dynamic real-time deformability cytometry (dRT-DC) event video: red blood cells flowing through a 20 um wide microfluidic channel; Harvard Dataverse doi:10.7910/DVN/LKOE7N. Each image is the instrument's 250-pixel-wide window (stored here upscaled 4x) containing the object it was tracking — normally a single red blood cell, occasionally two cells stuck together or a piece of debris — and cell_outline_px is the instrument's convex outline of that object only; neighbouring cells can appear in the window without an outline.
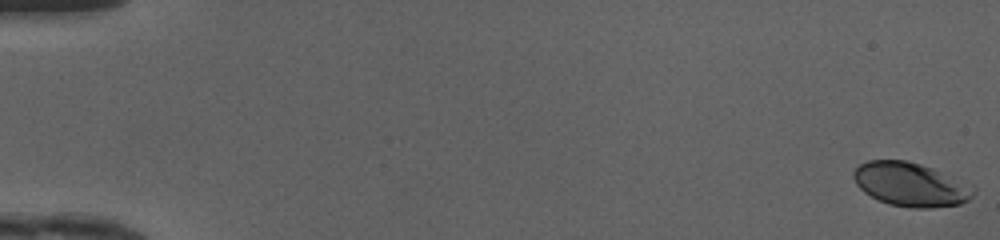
{"species": "human", "species_latin": "Homo sapiens", "temperature_condition": "cold", "stored_images_in_passage": 50, "camera_frame_rate_fps": 3000, "um_per_image_px": 0.085, "donor": {"sex": "female"}, "frame": {"image": 1, "passage_image": 1, "time_ms": 0.0, "image_size_px": [1000, 240], "cell_outline_px": [[976, 192], [968, 200], [960, 204], [932, 208], [912, 208], [888, 204], [864, 192], [856, 184], [852, 176], [852, 172], [860, 164], [868, 160], [904, 160], [920, 164], [932, 168], [976, 188]], "centroid_in_image_um": [77.38, 15.68], "position_along_channel_um": 7.6, "area_um2": 30.46}}
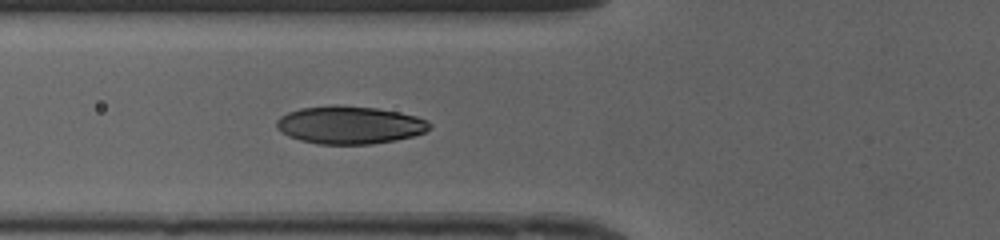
{"frame": {"image": 2, "passage_image": 20, "time_ms": 6.333, "image_size_px": [1000, 240], "cell_outline_px": [[432, 128], [424, 132], [412, 136], [396, 140], [372, 144], [320, 144], [300, 140], [288, 136], [276, 128], [276, 120], [280, 116], [288, 112], [300, 108], [332, 104], [336, 104], [376, 108], [400, 112], [416, 116], [428, 120], [432, 124]], "centroid_in_image_um": [29.72, 10.61], "position_along_channel_um": 96.1, "area_um2": 34.04}}
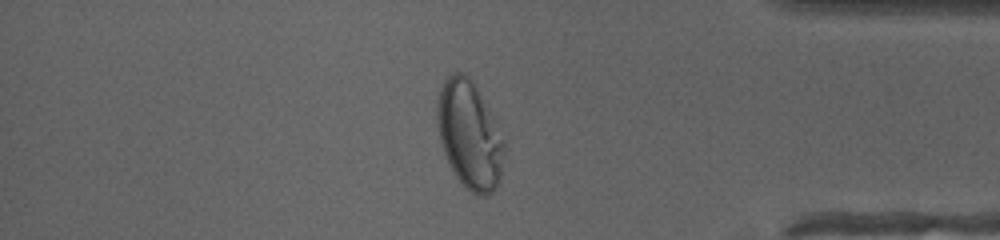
{"frame": {"image": 3, "passage_image": 43, "time_ms": 14.0, "image_size_px": [1000, 240], "cell_outline_px": [[504, 148], [500, 180], [496, 188], [492, 192], [484, 196], [480, 196], [472, 192], [456, 176], [444, 152], [440, 140], [436, 120], [436, 108], [440, 92], [444, 80], [452, 72], [464, 72], [468, 76], [504, 144]], "centroid_in_image_um": [39.86, 11.51], "position_along_channel_um": 395.3, "area_um2": 40.34}, "authors_computed_cell_mechanics": {"area_um2": 32.8882, "velocity_mm_per_s": 4.1979, "shape_relaxation_time_tau1_ms": 4.3991, "shape_relaxation_time_tau2_ms": null, "deformation_change_tau1": 0.1777, "deformation_change_tau2": null}}